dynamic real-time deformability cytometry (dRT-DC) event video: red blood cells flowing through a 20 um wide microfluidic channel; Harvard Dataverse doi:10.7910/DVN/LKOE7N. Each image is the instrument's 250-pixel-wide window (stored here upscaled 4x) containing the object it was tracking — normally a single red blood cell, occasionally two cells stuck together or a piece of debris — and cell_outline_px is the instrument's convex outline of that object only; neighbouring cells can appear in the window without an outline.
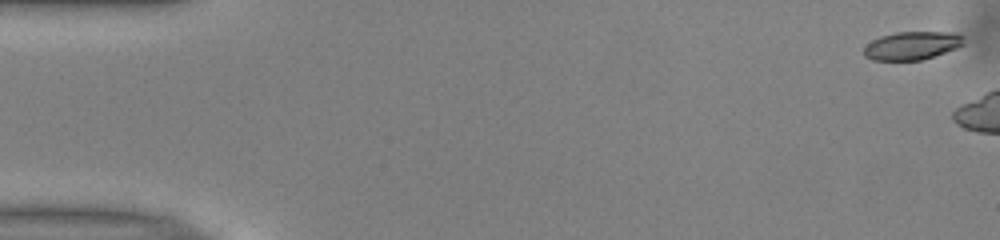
{"species": "common noctule bat (a hibernating species)", "species_latin": "Nyctalus noctula", "temperature_condition": "warm", "stored_images_in_passage": 8, "camera_frame_rate_fps": 3000, "um_per_image_px": 0.085, "animal": {"sex": "male", "body_mass_g": 13.0, "forearm_length_mm": 53.1}, "frame": {"image": 1, "passage_image": 1, "time_ms": 0.0, "image_size_px": [1000, 240], "cell_outline_px": [[964, 44], [956, 48], [920, 60], [872, 60], [864, 56], [864, 48], [872, 40], [880, 36], [896, 32], [956, 32], [964, 36]], "centroid_in_image_um": [77.52, 3.86], "position_along_channel_um": 7.5, "area_um2": 16.36}}